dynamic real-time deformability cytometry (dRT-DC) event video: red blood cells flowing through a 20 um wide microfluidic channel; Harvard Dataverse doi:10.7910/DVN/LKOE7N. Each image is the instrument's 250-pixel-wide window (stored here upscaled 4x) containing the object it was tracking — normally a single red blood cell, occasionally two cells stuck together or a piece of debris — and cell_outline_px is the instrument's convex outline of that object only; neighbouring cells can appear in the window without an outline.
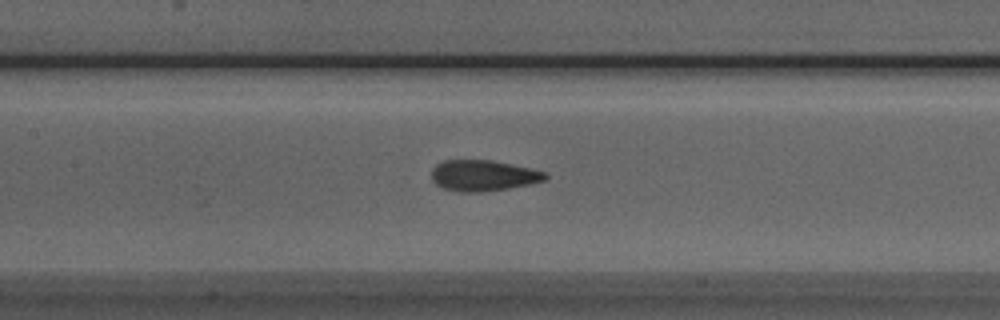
{"species": "Egyptian fruit bat (a non-hibernating species)", "species_latin": "Rousettus aegyptiacus", "temperature_condition": "room temperature", "stored_images_in_passage": 36, "camera_frame_rate_fps": 3000, "um_per_image_px": 0.085, "animal": {"sex": "male"}, "frame": {"image": 1, "passage_image": 14, "time_ms": 4.333, "image_size_px": [1000, 320], "cell_outline_px": [[548, 176], [544, 180], [528, 184], [508, 188], [480, 192], [460, 192], [444, 188], [436, 184], [432, 180], [432, 168], [436, 164], [444, 160], [492, 160], [548, 172]], "centroid_in_image_um": [41.06, 14.91], "position_along_channel_um": 166.3, "area_um2": 20.4}}
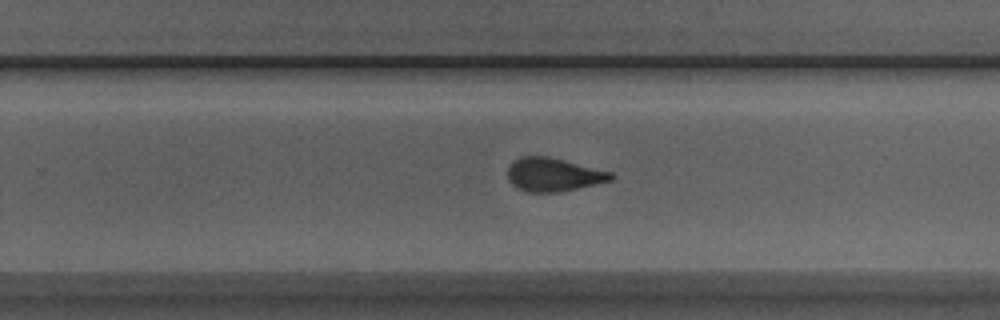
{"frame": {"image": 2, "passage_image": 23, "time_ms": 7.333, "image_size_px": [1000, 320], "cell_outline_px": [[616, 176], [612, 180], [596, 184], [560, 192], [528, 192], [516, 188], [508, 180], [508, 168], [512, 160], [520, 156], [548, 156], [612, 172]], "centroid_in_image_um": [47.02, 14.84], "position_along_channel_um": 282.8, "area_um2": 20.29}}
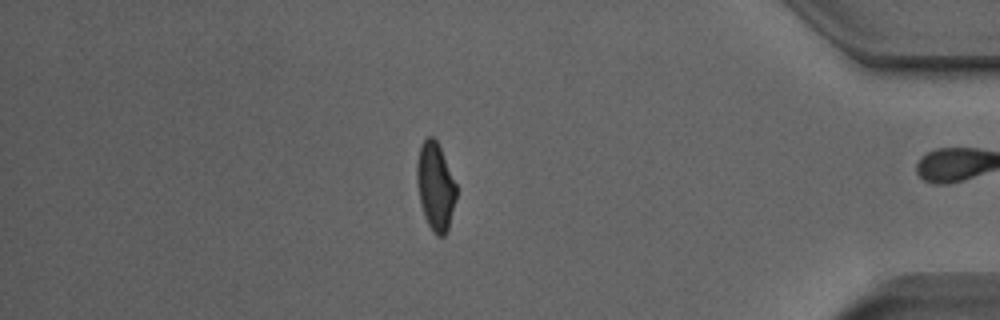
{"frame": {"image": 3, "passage_image": 35, "time_ms": 11.333, "image_size_px": [1000, 320], "cell_outline_px": [[456, 200], [448, 228], [444, 236], [436, 236], [432, 232], [424, 216], [420, 200], [416, 180], [416, 164], [420, 144], [428, 136], [432, 136], [436, 140], [440, 148], [456, 184]], "centroid_in_image_um": [36.99, 15.85], "position_along_channel_um": 398.2, "area_um2": 20.11}, "authors_computed_cell_mechanics": {"area_um2": 20.7791, "velocity_mm_per_s": 3.8969, "shape_relaxation_time_tau1_ms": 4.7138, "shape_relaxation_time_tau2_ms": 1.4007, "deformation_change_tau1": 0.1604, "deformation_change_tau2": 0.07}}